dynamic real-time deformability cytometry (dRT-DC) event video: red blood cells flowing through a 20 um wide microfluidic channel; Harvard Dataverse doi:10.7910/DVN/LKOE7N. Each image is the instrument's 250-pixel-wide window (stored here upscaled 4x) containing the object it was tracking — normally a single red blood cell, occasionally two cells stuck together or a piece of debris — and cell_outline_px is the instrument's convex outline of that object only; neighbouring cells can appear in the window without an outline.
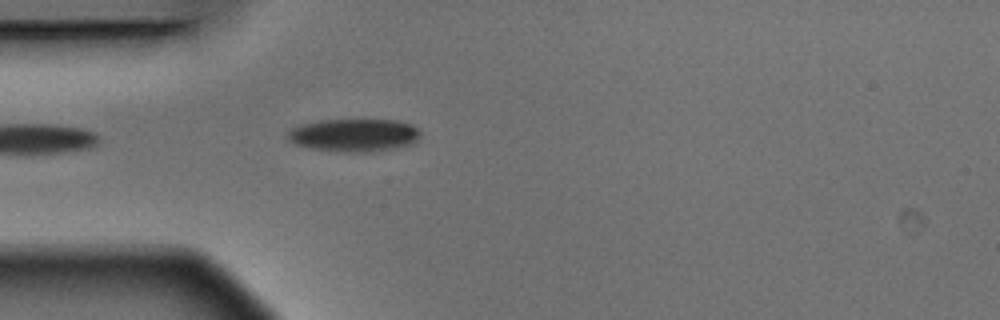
{"species": "Egyptian fruit bat (a non-hibernating species)", "species_latin": "Rousettus aegyptiacus", "temperature_condition": "warm", "stored_images_in_passage": 5, "camera_frame_rate_fps": 3000, "um_per_image_px": 0.085, "animal": {"sex": "male"}, "frame": {"image": 1, "passage_image": 5, "time_ms": 1.333, "image_size_px": [1000, 320], "cell_outline_px": [[420, 136], [416, 144], [368, 152], [344, 152], [312, 148], [292, 144], [288, 140], [288, 132], [292, 128], [304, 124], [324, 120], [396, 120], [412, 124], [420, 132]], "centroid_in_image_um": [30.13, 11.49], "position_along_channel_um": 54.9, "area_um2": 25.37}}